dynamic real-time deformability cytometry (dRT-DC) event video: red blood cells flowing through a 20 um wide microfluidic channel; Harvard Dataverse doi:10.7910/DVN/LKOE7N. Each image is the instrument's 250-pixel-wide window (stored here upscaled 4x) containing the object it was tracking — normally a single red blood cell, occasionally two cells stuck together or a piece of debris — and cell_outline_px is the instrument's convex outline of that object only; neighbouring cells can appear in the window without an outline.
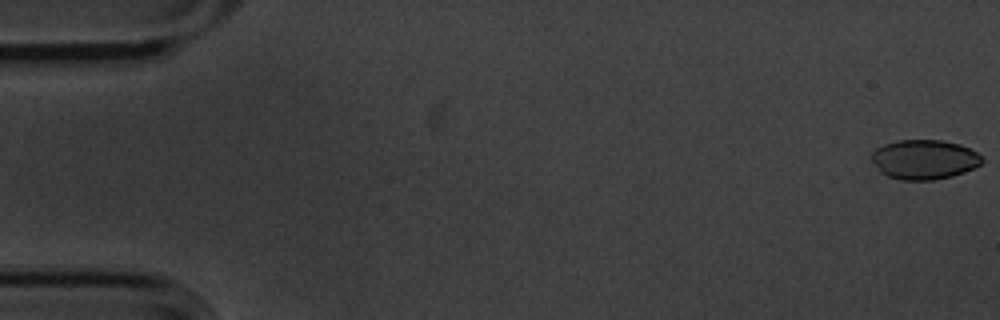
{"species": "common noctule bat (a hibernating species)", "species_latin": "Nyctalus noctula", "temperature_condition": "cold", "stored_images_in_passage": 4, "camera_frame_rate_fps": 3000, "um_per_image_px": 0.085, "animal": {"sex": "male", "body_mass_g": 20.1, "forearm_length_mm": 53.5}, "frame": {"image": 1, "passage_image": 1, "time_ms": 0.0, "image_size_px": [1000, 320], "cell_outline_px": [[984, 160], [980, 164], [964, 172], [952, 176], [932, 180], [900, 180], [888, 176], [880, 172], [872, 160], [872, 152], [876, 148], [884, 144], [896, 140], [940, 140], [960, 144], [984, 156]], "centroid_in_image_um": [78.56, 13.55], "position_along_channel_um": 6.4, "area_um2": 25.49}}